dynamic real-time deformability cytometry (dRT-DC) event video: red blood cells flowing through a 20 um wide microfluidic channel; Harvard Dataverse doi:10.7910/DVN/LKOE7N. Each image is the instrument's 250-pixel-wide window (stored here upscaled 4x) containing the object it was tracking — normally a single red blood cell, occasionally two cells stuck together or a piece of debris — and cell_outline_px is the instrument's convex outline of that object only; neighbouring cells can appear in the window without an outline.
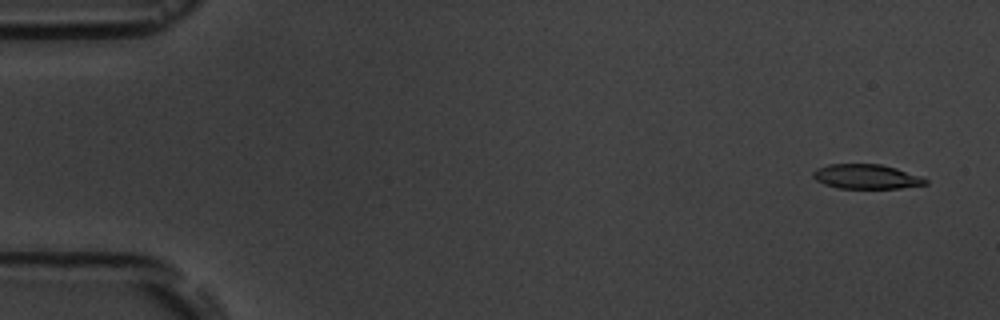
{"species": "common noctule bat (a hibernating species)", "species_latin": "Nyctalus noctula", "temperature_condition": "room temperature", "stored_images_in_passage": 6, "camera_frame_rate_fps": 3000, "um_per_image_px": 0.085, "animal": {"sex": "male", "body_mass_g": 19.5, "forearm_length_mm": 54.6}, "frame": {"image": 1, "passage_image": 1, "time_ms": 0.0, "image_size_px": [1000, 320], "cell_outline_px": [[928, 184], [900, 188], [836, 188], [824, 184], [816, 180], [812, 176], [812, 172], [816, 168], [828, 164], [880, 164], [896, 168], [924, 176], [928, 180]], "centroid_in_image_um": [73.66, 15.01], "position_along_channel_um": 11.3, "area_um2": 16.3}}
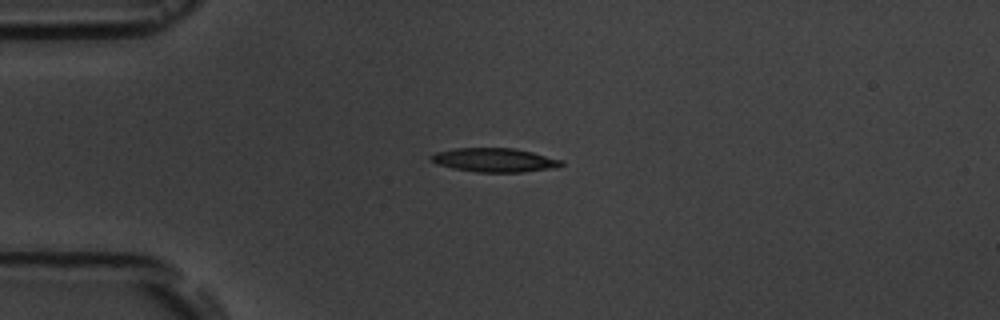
{"frame": {"image": 2, "passage_image": 4, "time_ms": 3.667, "image_size_px": [1000, 320], "cell_outline_px": [[564, 164], [560, 168], [524, 172], [476, 172], [452, 168], [436, 164], [428, 156], [436, 152], [456, 148], [516, 148], [564, 160]], "centroid_in_image_um": [42.09, 13.61], "position_along_channel_um": 42.9, "area_um2": 18.44}}
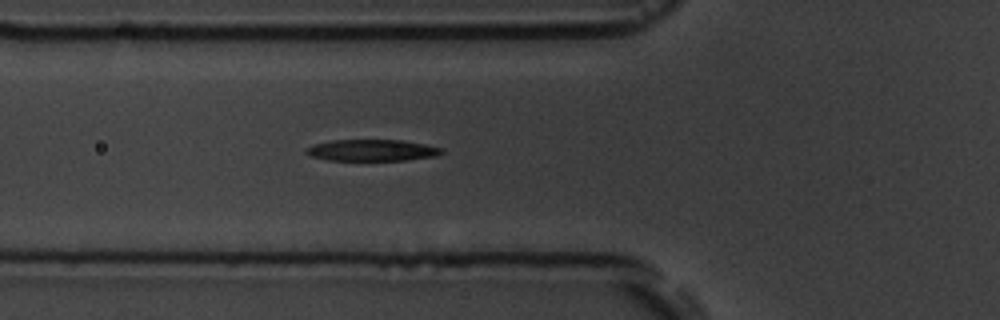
{"frame": {"image": 3, "passage_image": 6, "time_ms": 5.667, "image_size_px": [1000, 320], "cell_outline_px": [[444, 152], [436, 156], [408, 160], [328, 160], [308, 156], [304, 152], [308, 148], [316, 144], [332, 140], [400, 140], [424, 144], [444, 148]], "centroid_in_image_um": [31.64, 12.78], "position_along_channel_um": 94.2, "area_um2": 16.94}}